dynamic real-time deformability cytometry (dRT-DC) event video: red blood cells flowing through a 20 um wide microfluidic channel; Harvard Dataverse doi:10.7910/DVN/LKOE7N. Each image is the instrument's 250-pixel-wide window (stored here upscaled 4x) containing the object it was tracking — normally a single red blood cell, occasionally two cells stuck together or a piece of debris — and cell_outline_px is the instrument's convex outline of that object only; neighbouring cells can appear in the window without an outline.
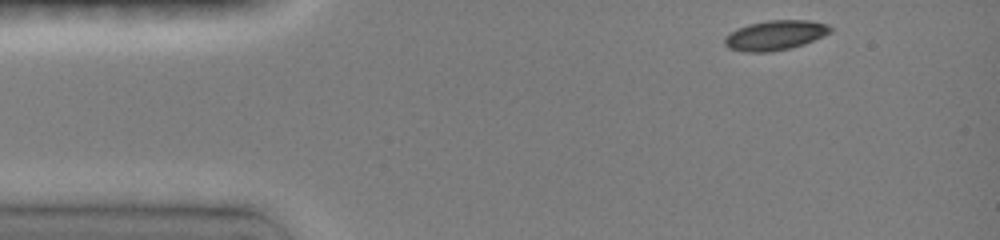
{"species": "common noctule bat (a hibernating species)", "species_latin": "Nyctalus noctula", "temperature_condition": "room temperature", "stored_images_in_passage": 43, "camera_frame_rate_fps": 3000, "um_per_image_px": 0.085, "animal": {"sex": "female", "body_mass_g": 19.0, "forearm_length_mm": 51.5}, "frame": {"image": 1, "passage_image": 1, "time_ms": 0.0, "image_size_px": [1000, 240], "cell_outline_px": [[832, 32], [804, 44], [792, 48], [772, 52], [744, 52], [728, 48], [724, 44], [724, 36], [736, 28], [748, 24], [768, 20], [808, 20], [828, 24], [832, 28]], "centroid_in_image_um": [65.87, 3.0], "position_along_channel_um": 19.1, "area_um2": 18.61}}
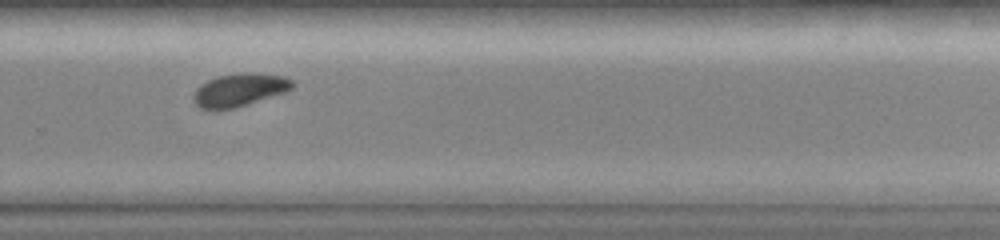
{"frame": {"image": 2, "passage_image": 31, "time_ms": 9.0, "image_size_px": [1000, 240], "cell_outline_px": [[296, 84], [292, 88], [284, 92], [232, 108], [200, 108], [196, 104], [192, 96], [196, 88], [200, 84], [216, 76], [240, 72], [252, 72], [284, 76], [292, 80]], "centroid_in_image_um": [20.35, 7.6], "position_along_channel_um": 309.5, "area_um2": 18.73}}
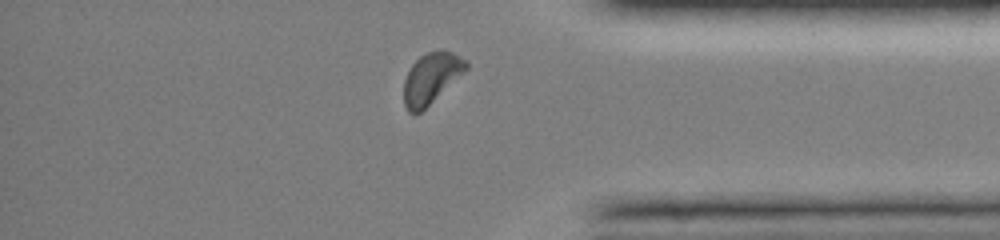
{"frame": {"image": 3, "passage_image": 38, "time_ms": 11.333, "image_size_px": [1000, 240], "cell_outline_px": [[468, 68], [464, 72], [416, 116], [408, 112], [404, 104], [404, 80], [412, 64], [420, 56], [428, 52], [444, 48], [468, 60]], "centroid_in_image_um": [36.65, 6.63], "position_along_channel_um": 398.5, "area_um2": 18.44}, "authors_computed_cell_mechanics": {"area_um2": 19.074, "velocity_mm_per_s": 4.0346, "shape_relaxation_time_tau1_ms": 2.8045, "shape_relaxation_time_tau2_ms": null, "deformation_change_tau1": 0.0996, "deformation_change_tau2": null}}